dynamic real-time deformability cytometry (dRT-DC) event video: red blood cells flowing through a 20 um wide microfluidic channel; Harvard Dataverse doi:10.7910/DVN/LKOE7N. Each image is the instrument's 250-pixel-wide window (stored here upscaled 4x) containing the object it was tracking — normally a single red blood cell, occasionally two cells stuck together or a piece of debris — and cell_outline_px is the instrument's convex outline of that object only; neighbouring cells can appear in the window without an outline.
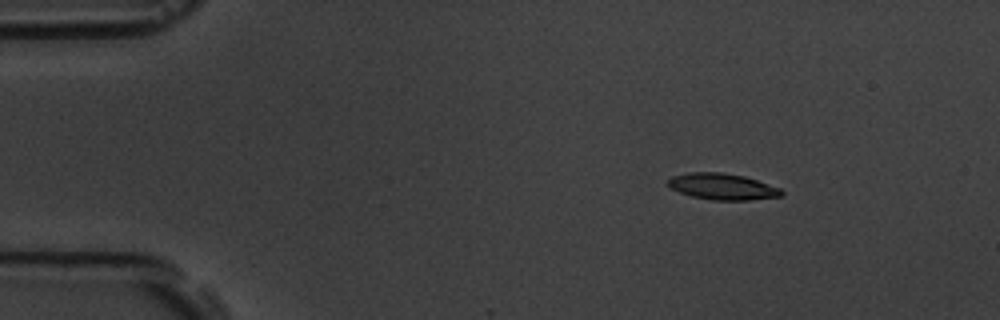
{"species": "common noctule bat (a hibernating species)", "species_latin": "Nyctalus noctula", "temperature_condition": "room temperature", "stored_images_in_passage": 5, "camera_frame_rate_fps": 3000, "um_per_image_px": 0.085, "animal": {"sex": "male", "body_mass_g": 19.5, "forearm_length_mm": 54.6}, "frame": {"image": 1, "passage_image": 3, "time_ms": 2.333, "image_size_px": [1000, 320], "cell_outline_px": [[784, 196], [748, 200], [712, 200], [692, 196], [680, 192], [672, 188], [668, 184], [668, 180], [672, 176], [692, 172], [720, 172], [744, 176], [780, 188], [784, 192]], "centroid_in_image_um": [61.44, 15.86], "position_along_channel_um": 23.6, "area_um2": 17.22}}